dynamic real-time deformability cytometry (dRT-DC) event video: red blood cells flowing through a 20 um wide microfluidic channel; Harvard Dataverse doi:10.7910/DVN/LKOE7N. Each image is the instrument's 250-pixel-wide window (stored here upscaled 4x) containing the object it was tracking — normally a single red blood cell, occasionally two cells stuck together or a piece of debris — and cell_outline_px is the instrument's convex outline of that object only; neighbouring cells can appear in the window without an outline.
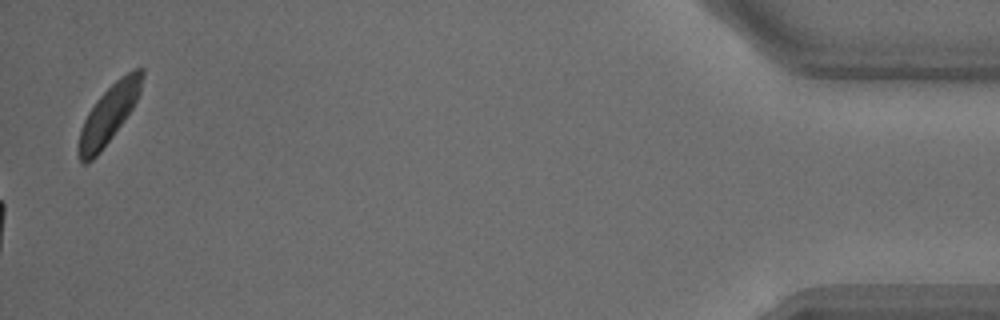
{"species": "common noctule bat (a hibernating species)", "species_latin": "Nyctalus noctula", "temperature_condition": "warm", "stored_images_in_passage": 34, "camera_frame_rate_fps": 3000, "um_per_image_px": 0.085, "animal": {"sex": "male", "body_mass_g": 18.8}, "frame": {"image": 1, "passage_image": 34, "time_ms": 11.0, "image_size_px": [1000, 320], "cell_outline_px": [[144, 72], [140, 92], [132, 108], [124, 120], [100, 152], [88, 164], [80, 164], [76, 148], [80, 128], [88, 112], [100, 96], [120, 76], [136, 68], [144, 68]], "centroid_in_image_um": [9.2, 9.75], "position_along_channel_um": 426.0, "area_um2": 21.39}}